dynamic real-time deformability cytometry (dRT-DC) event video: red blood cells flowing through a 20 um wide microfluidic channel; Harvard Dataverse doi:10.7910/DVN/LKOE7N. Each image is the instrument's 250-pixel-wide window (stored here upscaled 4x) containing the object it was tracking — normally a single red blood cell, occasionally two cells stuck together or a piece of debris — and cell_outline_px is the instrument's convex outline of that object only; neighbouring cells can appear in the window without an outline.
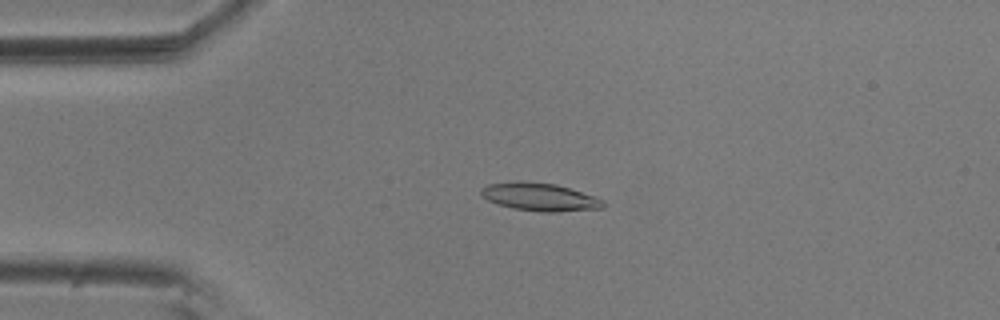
{"species": "common noctule bat (a hibernating species)", "species_latin": "Nyctalus noctula", "temperature_condition": "room temperature", "stored_images_in_passage": 56, "camera_frame_rate_fps": 3000, "um_per_image_px": 0.085, "animal": {"sex": "male", "body_mass_g": 20.5, "forearm_length_mm": 52.5}, "frame": {"image": 1, "passage_image": 13, "time_ms": 4.0, "image_size_px": [1000, 320], "cell_outline_px": [[604, 208], [560, 212], [540, 212], [512, 208], [488, 200], [480, 196], [480, 188], [488, 184], [516, 180], [520, 180], [556, 184], [604, 200]], "centroid_in_image_um": [45.83, 16.73], "position_along_channel_um": 39.2, "area_um2": 20.0}}
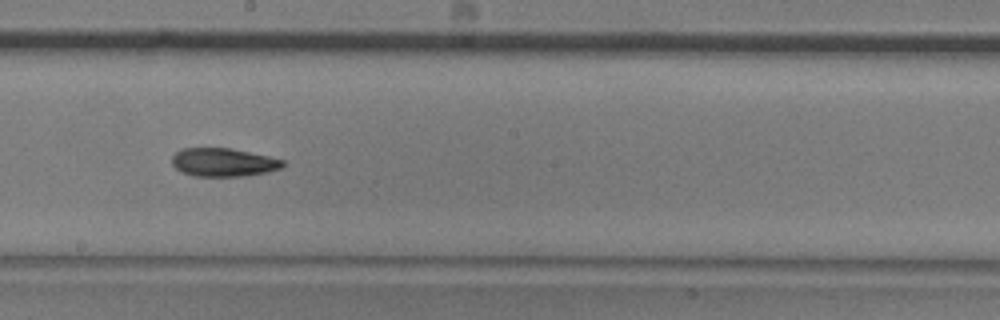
{"frame": {"image": 2, "passage_image": 31, "time_ms": 10.0, "image_size_px": [1000, 320], "cell_outline_px": [[284, 164], [280, 168], [268, 172], [244, 176], [192, 176], [176, 168], [172, 164], [172, 156], [180, 148], [228, 148], [268, 156], [284, 160]], "centroid_in_image_um": [18.97, 13.8], "position_along_channel_um": 229.2, "area_um2": 18.21}}
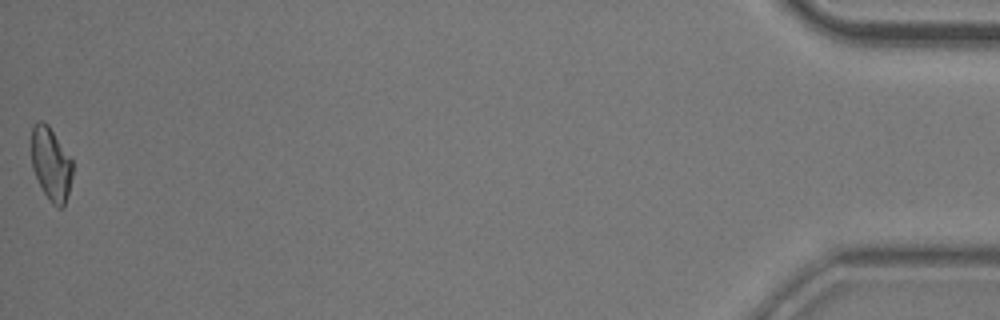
{"frame": {"image": 3, "passage_image": 56, "time_ms": 18.333, "image_size_px": [1000, 320], "cell_outline_px": [[72, 176], [68, 192], [64, 204], [60, 208], [56, 208], [52, 204], [44, 192], [32, 168], [32, 128], [36, 120], [40, 120], [48, 124], [72, 160]], "centroid_in_image_um": [4.33, 13.92], "position_along_channel_um": 430.9, "area_um2": 17.28}, "authors_computed_cell_mechanics": {"area_um2": 18.8428, "velocity_mm_per_s": 3.6113, "shape_relaxation_time_tau1_ms": 11.1422, "shape_relaxation_time_tau2_ms": 4.6334, "deformation_change_tau1": 0.2448, "deformation_change_tau2": 0.1087}}